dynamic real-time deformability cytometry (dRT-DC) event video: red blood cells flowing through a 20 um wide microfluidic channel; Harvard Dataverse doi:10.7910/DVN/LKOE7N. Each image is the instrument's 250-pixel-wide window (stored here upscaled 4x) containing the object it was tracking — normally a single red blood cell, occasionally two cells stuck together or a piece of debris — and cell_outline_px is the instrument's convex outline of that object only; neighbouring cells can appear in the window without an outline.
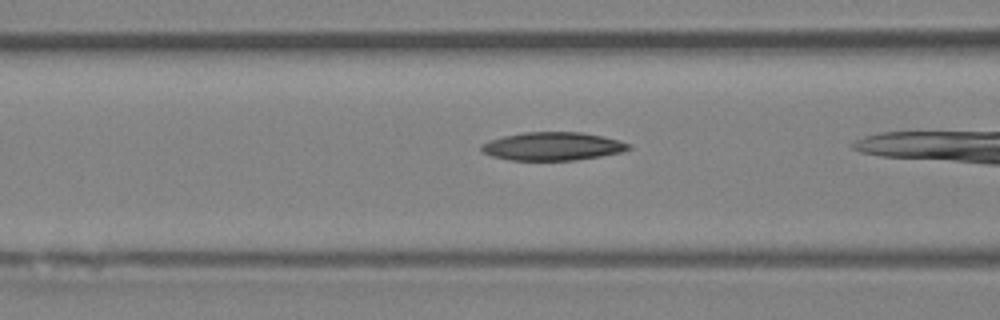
{"species": "Egyptian fruit bat (a non-hibernating species)", "species_latin": "Rousettus aegyptiacus", "temperature_condition": "room temperature", "stored_images_in_passage": 25, "camera_frame_rate_fps": 3000, "um_per_image_px": 0.085, "animal": {"sex": "female"}, "frame": {"image": 1, "passage_image": 14, "time_ms": 4.333, "image_size_px": [1000, 320], "cell_outline_px": [[632, 148], [620, 152], [600, 156], [576, 160], [508, 160], [492, 156], [484, 152], [480, 148], [480, 144], [488, 140], [504, 136], [524, 132], [580, 132], [604, 136], [620, 140], [632, 144]], "centroid_in_image_um": [46.98, 12.43], "position_along_channel_um": 119.6, "area_um2": 24.33}}
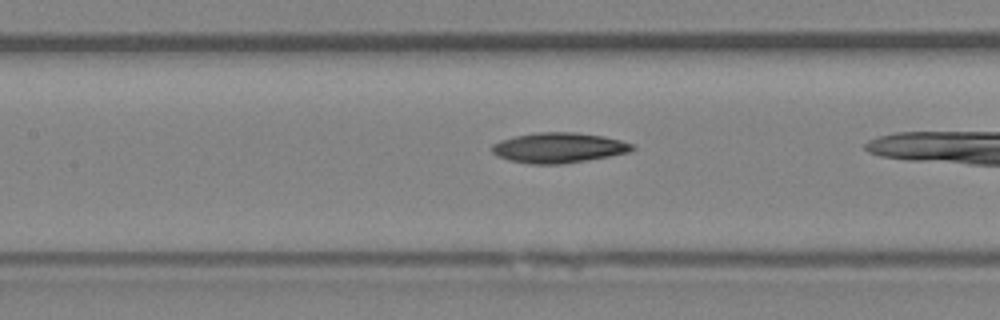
{"frame": {"image": 2, "passage_image": 17, "time_ms": 5.333, "image_size_px": [1000, 320], "cell_outline_px": [[636, 148], [628, 152], [608, 156], [564, 164], [532, 164], [508, 160], [496, 156], [492, 152], [492, 144], [500, 140], [516, 136], [536, 132], [576, 132], [604, 136], [620, 140], [632, 144]], "centroid_in_image_um": [47.46, 12.55], "position_along_channel_um": 159.9, "area_um2": 24.68}}